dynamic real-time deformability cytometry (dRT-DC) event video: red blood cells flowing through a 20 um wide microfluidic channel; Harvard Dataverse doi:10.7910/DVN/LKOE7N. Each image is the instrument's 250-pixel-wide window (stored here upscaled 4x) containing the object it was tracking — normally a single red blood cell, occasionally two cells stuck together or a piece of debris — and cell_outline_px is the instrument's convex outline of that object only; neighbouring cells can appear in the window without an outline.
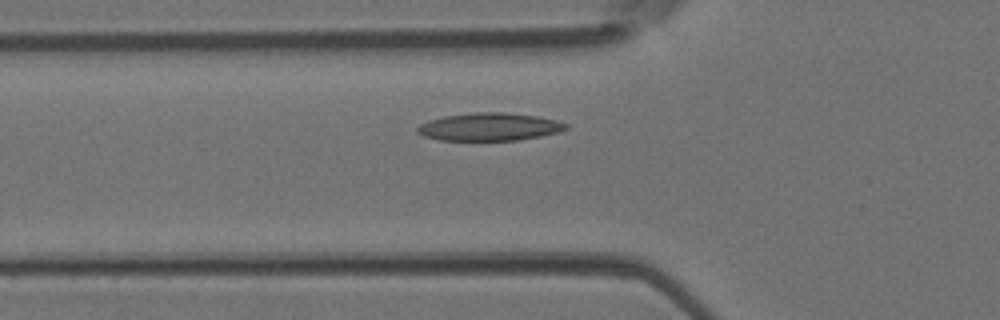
{"species": "Egyptian fruit bat (a non-hibernating species)", "species_latin": "Rousettus aegyptiacus", "temperature_condition": "room temperature", "stored_images_in_passage": 31, "camera_frame_rate_fps": 3000, "um_per_image_px": 0.085, "animal": {"sex": "female"}, "frame": {"image": 1, "passage_image": 5, "time_ms": 1.333, "image_size_px": [1000, 320], "cell_outline_px": [[568, 128], [560, 132], [540, 136], [516, 140], [440, 140], [424, 136], [416, 132], [416, 128], [420, 124], [428, 120], [444, 116], [476, 112], [504, 112], [536, 116], [556, 120], [568, 124]], "centroid_in_image_um": [41.59, 10.78], "position_along_channel_um": 84.2, "area_um2": 24.04}}
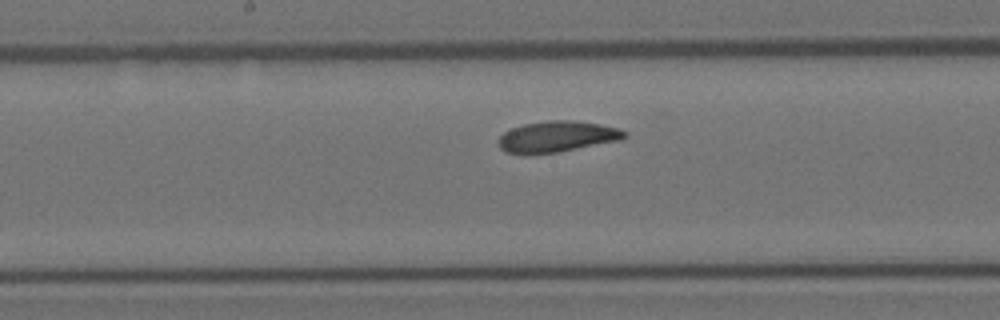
{"frame": {"image": 2, "passage_image": 13, "time_ms": 4.0, "image_size_px": [1000, 320], "cell_outline_px": [[628, 136], [620, 140], [560, 152], [504, 152], [500, 148], [496, 140], [504, 132], [512, 128], [524, 124], [548, 120], [572, 120], [600, 124], [616, 128], [628, 132]], "centroid_in_image_um": [47.37, 11.59], "position_along_channel_um": 200.8, "area_um2": 22.48}}
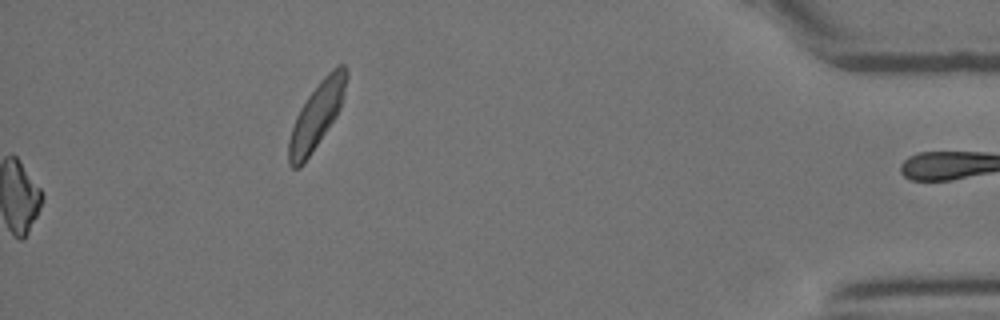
{"frame": {"image": 3, "passage_image": 31, "time_ms": 10.0, "image_size_px": [1000, 320], "cell_outline_px": [[348, 76], [340, 108], [336, 116], [304, 164], [300, 168], [292, 168], [288, 164], [288, 140], [296, 116], [300, 108], [308, 96], [320, 80], [332, 68], [340, 64], [344, 64], [348, 72]], "centroid_in_image_um": [26.9, 9.82], "position_along_channel_um": 408.3, "area_um2": 22.02}}